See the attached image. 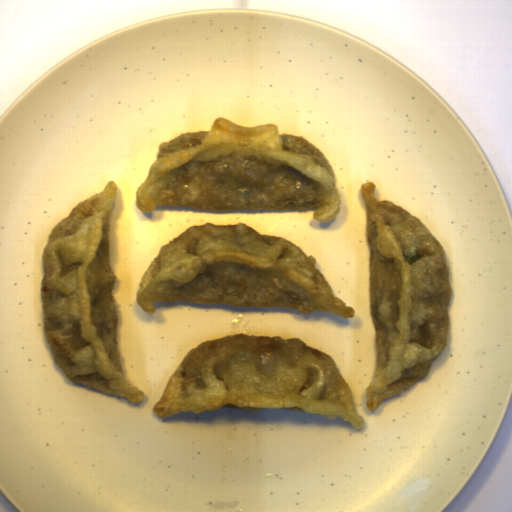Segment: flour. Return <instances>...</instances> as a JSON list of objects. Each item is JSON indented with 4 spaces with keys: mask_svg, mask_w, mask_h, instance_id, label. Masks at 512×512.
<instances>
[{
    "mask_svg": "<svg viewBox=\"0 0 512 512\" xmlns=\"http://www.w3.org/2000/svg\"><path fill=\"white\" fill-rule=\"evenodd\" d=\"M376 186L364 181L360 187L376 351L364 399L371 413L428 377L448 346L453 296L442 244L417 215L378 198Z\"/></svg>",
    "mask_w": 512,
    "mask_h": 512,
    "instance_id": "flour-2",
    "label": "flour"
},
{
    "mask_svg": "<svg viewBox=\"0 0 512 512\" xmlns=\"http://www.w3.org/2000/svg\"><path fill=\"white\" fill-rule=\"evenodd\" d=\"M220 408L293 410L364 427L334 358L300 337L236 332L204 340L177 365L151 411L167 419Z\"/></svg>",
    "mask_w": 512,
    "mask_h": 512,
    "instance_id": "flour-5",
    "label": "flour"
},
{
    "mask_svg": "<svg viewBox=\"0 0 512 512\" xmlns=\"http://www.w3.org/2000/svg\"><path fill=\"white\" fill-rule=\"evenodd\" d=\"M118 184L88 197L49 232L42 252L40 304L51 357L67 380L133 404L146 394L124 374L110 264L111 211Z\"/></svg>",
    "mask_w": 512,
    "mask_h": 512,
    "instance_id": "flour-4",
    "label": "flour"
},
{
    "mask_svg": "<svg viewBox=\"0 0 512 512\" xmlns=\"http://www.w3.org/2000/svg\"><path fill=\"white\" fill-rule=\"evenodd\" d=\"M314 256L287 238L237 224L191 225L163 244L139 280L135 300L148 315L154 302L293 308L351 320L355 308L335 296Z\"/></svg>",
    "mask_w": 512,
    "mask_h": 512,
    "instance_id": "flour-3",
    "label": "flour"
},
{
    "mask_svg": "<svg viewBox=\"0 0 512 512\" xmlns=\"http://www.w3.org/2000/svg\"><path fill=\"white\" fill-rule=\"evenodd\" d=\"M141 212L171 206L215 212L314 209L330 223L341 212L337 177L325 154L275 123L244 126L217 116L210 130L159 143L135 191Z\"/></svg>",
    "mask_w": 512,
    "mask_h": 512,
    "instance_id": "flour-1",
    "label": "flour"
}]
</instances>
